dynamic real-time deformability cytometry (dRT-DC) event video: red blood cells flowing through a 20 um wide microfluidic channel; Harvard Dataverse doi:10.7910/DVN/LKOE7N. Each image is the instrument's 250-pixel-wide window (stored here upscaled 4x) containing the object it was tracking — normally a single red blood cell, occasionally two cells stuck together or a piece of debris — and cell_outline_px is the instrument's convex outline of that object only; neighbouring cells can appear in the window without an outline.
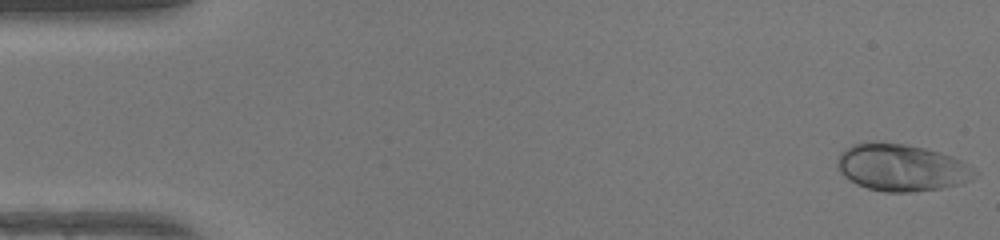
{"species": "human", "species_latin": "Homo sapiens", "temperature_condition": "warm", "stored_images_in_passage": 48, "camera_frame_rate_fps": 3000, "um_per_image_px": 0.085, "donor": {"sex": "female"}, "frame": {"image": 1, "passage_image": 1, "time_ms": 0.0, "image_size_px": [1000, 240], "cell_outline_px": [[972, 180], [940, 188], [912, 192], [884, 192], [868, 188], [856, 184], [844, 176], [840, 172], [836, 164], [836, 160], [840, 152], [852, 144], [868, 140], [876, 140], [904, 144], [924, 148], [940, 152], [952, 156], [960, 160], [972, 172]], "centroid_in_image_um": [76.5, 14.21], "position_along_channel_um": 8.5, "area_um2": 37.51}}
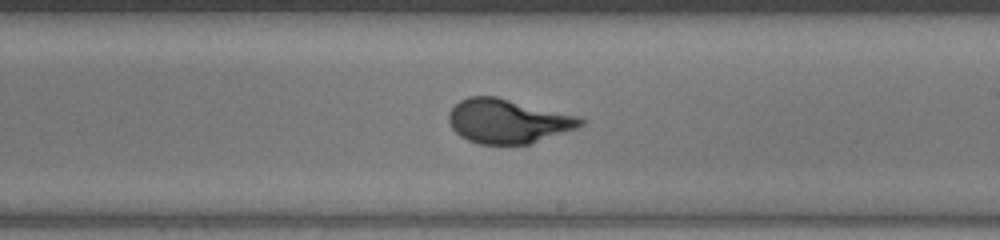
{"frame": {"image": 2, "passage_image": 28, "time_ms": 9.0, "image_size_px": [1000, 240], "cell_outline_px": [[588, 120], [584, 124], [576, 128], [532, 144], [480, 144], [468, 140], [460, 136], [452, 128], [448, 120], [448, 112], [460, 100], [468, 96], [496, 96], [584, 116]], "centroid_in_image_um": [43.24, 10.28], "position_along_channel_um": 245.8, "area_um2": 34.56}}
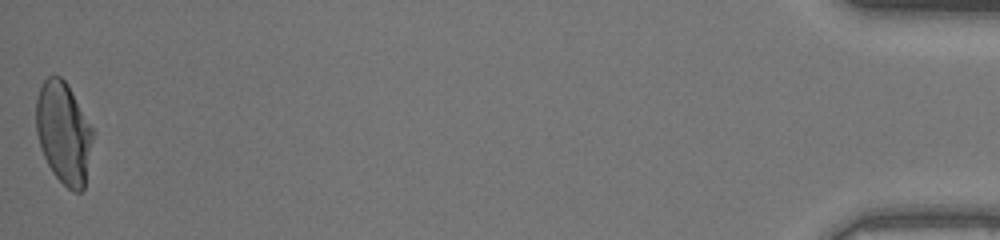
{"frame": {"image": 3, "passage_image": 48, "time_ms": 15.667, "image_size_px": [1000, 240], "cell_outline_px": [[96, 132], [84, 188], [80, 192], [72, 192], [52, 172], [40, 148], [36, 132], [36, 100], [40, 84], [48, 76], [60, 76], [68, 84]], "centroid_in_image_um": [5.44, 11.28], "position_along_channel_um": 429.8, "area_um2": 34.33}, "authors_computed_cell_mechanics": {"area_um2": 34.0442, "velocity_mm_per_s": 4.3027, "shape_relaxation_time_tau1_ms": 4.8566, "shape_relaxation_time_tau2_ms": null, "deformation_change_tau1": 0.2556, "deformation_change_tau2": null}}